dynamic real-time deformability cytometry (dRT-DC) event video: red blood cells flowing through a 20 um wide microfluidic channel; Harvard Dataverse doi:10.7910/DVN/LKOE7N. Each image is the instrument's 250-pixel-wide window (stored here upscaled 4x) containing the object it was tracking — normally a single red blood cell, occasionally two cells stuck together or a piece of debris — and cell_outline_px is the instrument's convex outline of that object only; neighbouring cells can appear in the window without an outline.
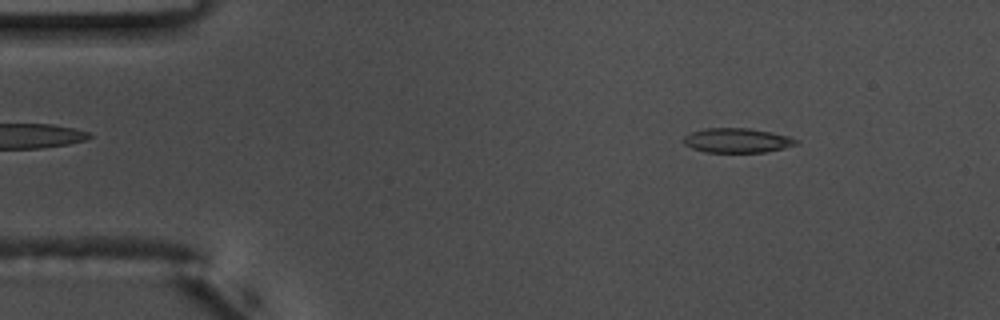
{"species": "common noctule bat (a hibernating species)", "species_latin": "Nyctalus noctula", "temperature_condition": "warm", "stored_images_in_passage": 55, "camera_frame_rate_fps": 3000, "um_per_image_px": 0.085, "animal": {"sex": "male", "body_mass_g": 17.5, "forearm_length_mm": 52.3}, "frame": {"image": 1, "passage_image": 7, "time_ms": 2.0, "image_size_px": [1000, 320], "cell_outline_px": [[800, 140], [796, 144], [784, 148], [764, 152], [704, 152], [692, 148], [684, 144], [684, 136], [692, 132], [704, 128], [748, 128], [772, 132], [788, 136]], "centroid_in_image_um": [62.66, 11.93], "position_along_channel_um": 22.3, "area_um2": 16.07}}
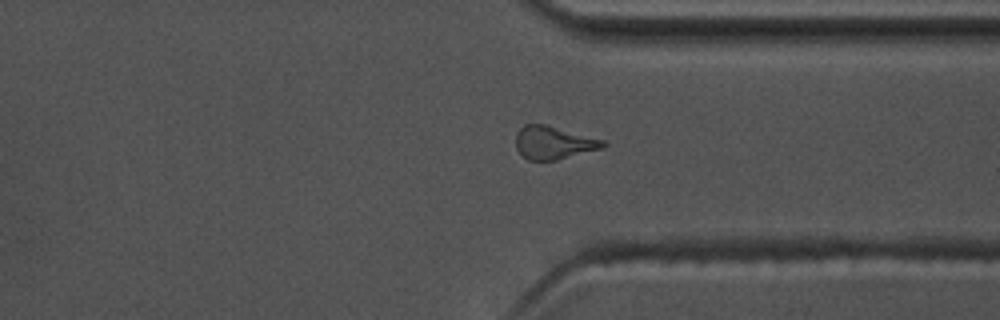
{"frame": {"image": 2, "passage_image": 41, "time_ms": 13.333, "image_size_px": [1000, 320], "cell_outline_px": [[608, 144], [604, 148], [556, 160], [528, 160], [516, 148], [516, 132], [524, 124], [544, 124], [604, 140]], "centroid_in_image_um": [47.06, 12.13], "position_along_channel_um": 364.3, "area_um2": 16.7}}
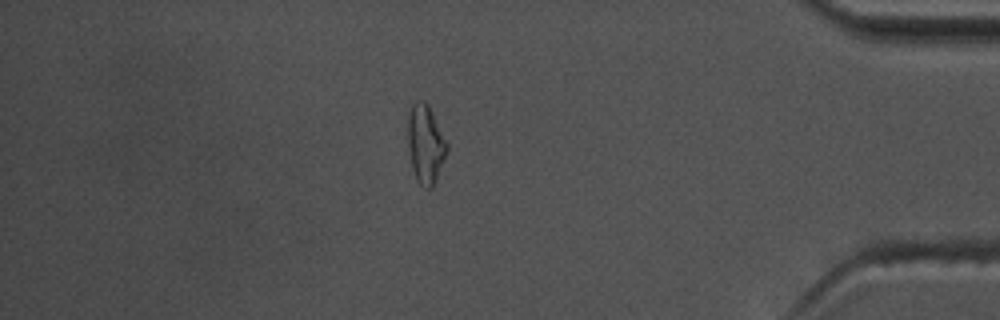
{"frame": {"image": 3, "passage_image": 47, "time_ms": 15.333, "image_size_px": [1000, 320], "cell_outline_px": [[448, 148], [432, 188], [428, 188], [420, 184], [412, 168], [408, 144], [408, 116], [412, 104], [416, 100], [424, 100], [428, 104], [448, 144]], "centroid_in_image_um": [36.16, 12.19], "position_along_channel_um": 399.0, "area_um2": 17.51}, "authors_computed_cell_mechanics": {"area_um2": 16.473, "velocity_mm_per_s": 3.6769, "shape_relaxation_time_tau1_ms": 4.008, "shape_relaxation_time_tau2_ms": 3.8448, "deformation_change_tau1": 0.1665, "deformation_change_tau2": 0.1563}}